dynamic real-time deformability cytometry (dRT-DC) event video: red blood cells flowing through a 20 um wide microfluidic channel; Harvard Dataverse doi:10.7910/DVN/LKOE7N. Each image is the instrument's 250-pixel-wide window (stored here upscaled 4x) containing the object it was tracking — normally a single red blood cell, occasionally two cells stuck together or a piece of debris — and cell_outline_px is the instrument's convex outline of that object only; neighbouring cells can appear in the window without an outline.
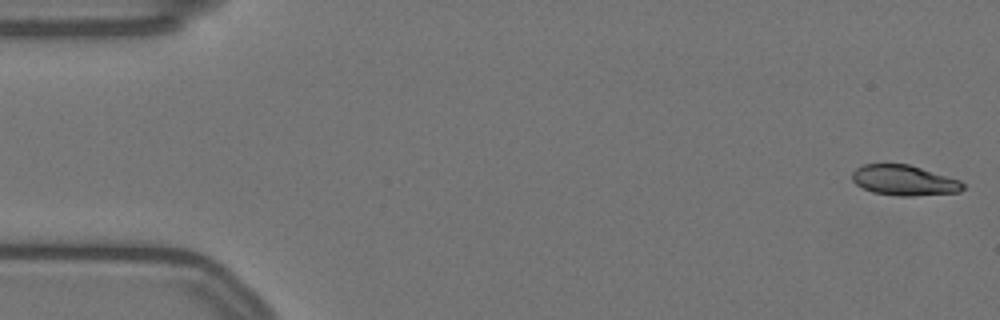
{"species": "Egyptian fruit bat (a non-hibernating species)", "species_latin": "Rousettus aegyptiacus", "temperature_condition": "warm", "stored_images_in_passage": 56, "camera_frame_rate_fps": 3000, "um_per_image_px": 0.085, "animal": {"sex": "female"}, "frame": {"image": 1, "passage_image": 1, "time_ms": 0.0, "image_size_px": [1000, 320], "cell_outline_px": [[964, 188], [960, 192], [912, 196], [896, 196], [872, 192], [856, 184], [852, 180], [852, 172], [856, 168], [864, 164], [908, 164], [960, 180], [964, 184]], "centroid_in_image_um": [76.84, 15.33], "position_along_channel_um": 8.2, "area_um2": 19.54}}
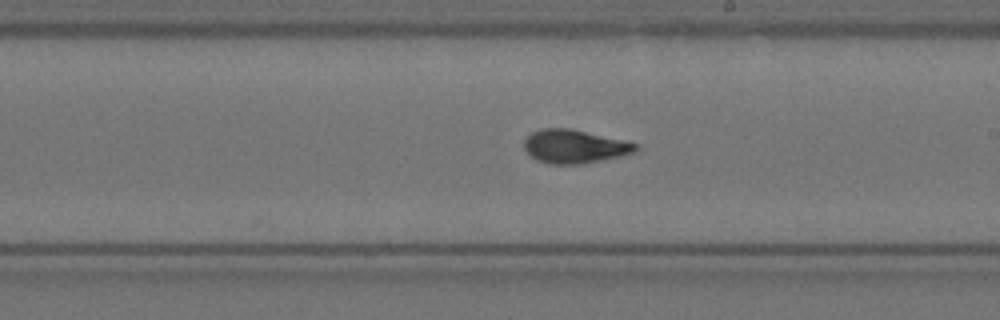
{"frame": {"image": 2, "passage_image": 32, "time_ms": 10.333, "image_size_px": [1000, 320], "cell_outline_px": [[640, 148], [636, 152], [620, 156], [584, 164], [548, 164], [536, 160], [524, 148], [524, 140], [532, 132], [540, 128], [568, 128], [640, 144]], "centroid_in_image_um": [48.84, 12.46], "position_along_channel_um": 240.2, "area_um2": 21.79}}
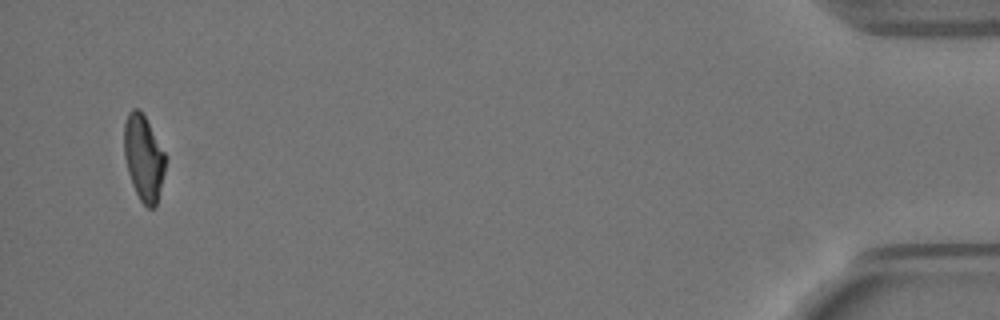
{"frame": {"image": 3, "passage_image": 55, "time_ms": 18.0, "image_size_px": [1000, 320], "cell_outline_px": [[164, 172], [156, 208], [148, 208], [140, 200], [132, 184], [128, 172], [124, 156], [124, 124], [128, 112], [132, 108], [140, 108], [164, 152]], "centroid_in_image_um": [12.18, 13.41], "position_along_channel_um": 423.0, "area_um2": 20.4}}